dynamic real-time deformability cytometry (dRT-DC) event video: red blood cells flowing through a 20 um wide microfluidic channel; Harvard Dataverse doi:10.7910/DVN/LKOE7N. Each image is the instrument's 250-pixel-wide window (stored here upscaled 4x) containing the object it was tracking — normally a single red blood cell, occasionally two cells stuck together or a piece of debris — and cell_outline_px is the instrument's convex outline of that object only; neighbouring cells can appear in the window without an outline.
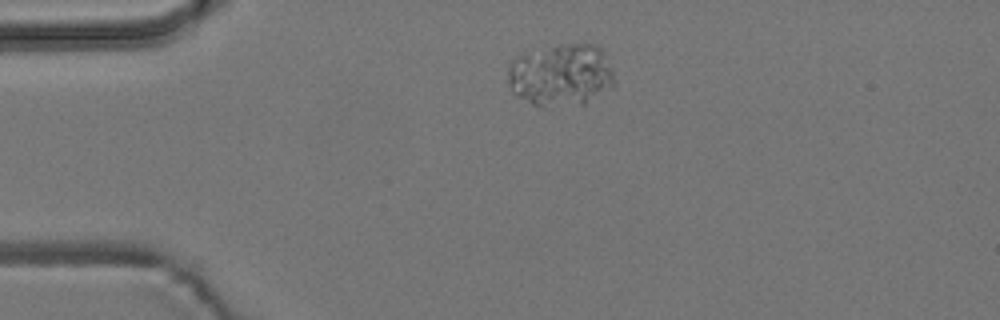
{"species": "common noctule bat (a hibernating species)", "species_latin": "Nyctalus noctula", "temperature_condition": "room temperature", "stored_images_in_passage": 2, "camera_frame_rate_fps": 3000, "um_per_image_px": 0.085, "animal": {"sex": "male", "body_mass_g": 19.2, "forearm_length_mm": 51.8}, "frame": {"image": 1, "passage_image": 1, "time_ms": 0.0, "image_size_px": [1000, 320], "cell_outline_px": [[616, 84], [612, 88], [584, 104], [532, 104], [516, 96], [512, 92], [508, 84], [508, 64], [516, 56], [524, 52], [560, 44], [596, 44], [604, 52], [612, 72]], "centroid_in_image_um": [47.67, 6.34], "position_along_channel_um": 37.3, "area_um2": 38.67}}